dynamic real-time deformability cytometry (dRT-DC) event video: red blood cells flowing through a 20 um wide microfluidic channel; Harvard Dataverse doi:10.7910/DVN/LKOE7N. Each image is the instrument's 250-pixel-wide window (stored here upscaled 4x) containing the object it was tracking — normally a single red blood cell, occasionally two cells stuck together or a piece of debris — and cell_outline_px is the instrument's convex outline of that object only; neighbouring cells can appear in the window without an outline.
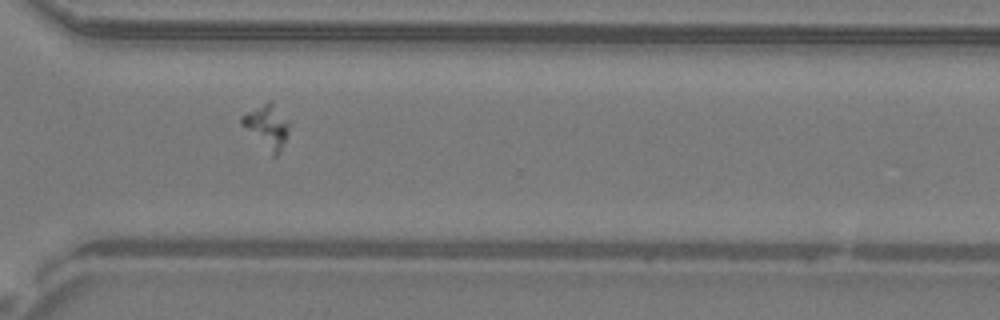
{"species": "common noctule bat (a hibernating species)", "species_latin": "Nyctalus noctula", "temperature_condition": "warm", "stored_images_in_passage": 33, "camera_frame_rate_fps": 3000, "um_per_image_px": 0.085, "animal": {"sex": "male", "body_mass_g": 19.2, "forearm_length_mm": 51.8}, "frame": {"image": 1, "passage_image": 26, "time_ms": 8.333, "image_size_px": [1000, 320], "cell_outline_px": [[292, 120], [288, 132], [276, 156], [272, 156], [240, 124], [240, 116], [268, 100], [272, 100]], "centroid_in_image_um": [22.72, 10.68], "position_along_channel_um": 347.9, "area_um2": 12.37}}